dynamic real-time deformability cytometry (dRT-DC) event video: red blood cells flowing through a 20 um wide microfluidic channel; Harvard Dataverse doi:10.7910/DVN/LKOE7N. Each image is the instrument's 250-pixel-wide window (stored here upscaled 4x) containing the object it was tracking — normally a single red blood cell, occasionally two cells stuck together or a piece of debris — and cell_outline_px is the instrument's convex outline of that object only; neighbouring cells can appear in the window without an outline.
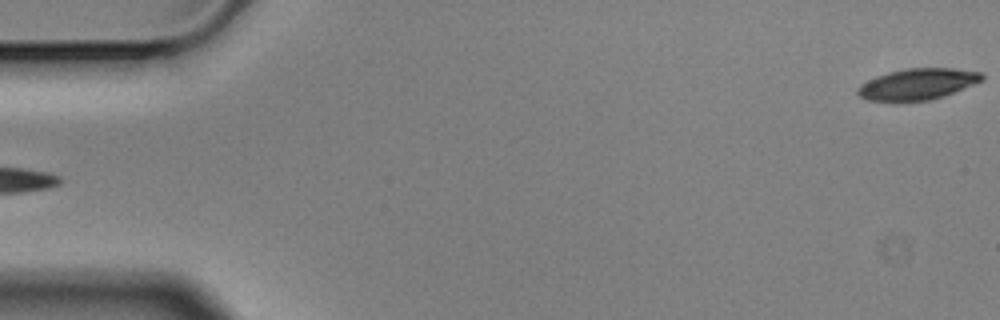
{"species": "Egyptian fruit bat (a non-hibernating species)", "species_latin": "Rousettus aegyptiacus", "temperature_condition": "cold", "stored_images_in_passage": 4, "camera_frame_rate_fps": 3000, "um_per_image_px": 0.085, "animal": {"sex": "male"}, "frame": {"image": 1, "passage_image": 4, "time_ms": 1.0, "image_size_px": [1000, 320], "cell_outline_px": [[984, 80], [952, 92], [928, 100], [900, 104], [896, 104], [868, 100], [860, 96], [856, 92], [856, 88], [860, 84], [876, 76], [888, 72], [908, 68], [952, 68], [980, 72], [984, 76]], "centroid_in_image_um": [77.9, 7.18], "position_along_channel_um": 7.1, "area_um2": 23.0}}